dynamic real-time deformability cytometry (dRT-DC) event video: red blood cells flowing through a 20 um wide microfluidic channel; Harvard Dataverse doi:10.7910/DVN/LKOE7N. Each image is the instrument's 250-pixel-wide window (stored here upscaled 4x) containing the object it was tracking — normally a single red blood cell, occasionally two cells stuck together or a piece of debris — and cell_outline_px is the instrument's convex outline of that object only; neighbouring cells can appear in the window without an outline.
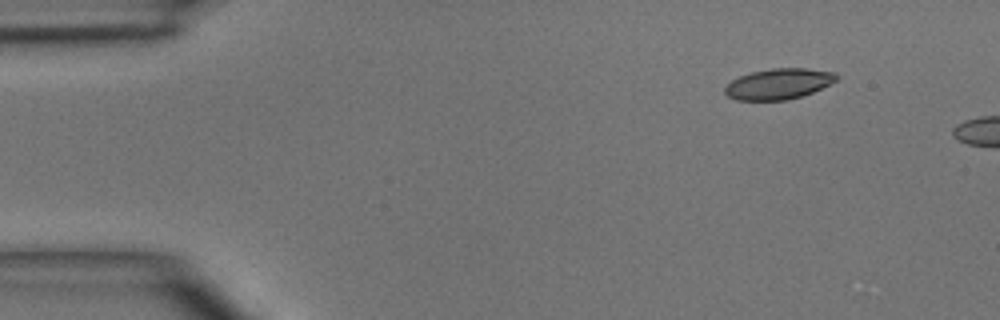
{"species": "common noctule bat (a hibernating species)", "species_latin": "Nyctalus noctula", "temperature_condition": "room temperature", "stored_images_in_passage": 4, "segment_of_instrument_passage": [2, 2], "camera_frame_rate_fps": 3000, "um_per_image_px": 0.085, "animal": {"sex": "male", "body_mass_g": 15.6}, "frame": {"image": 1, "passage_image": 4, "time_ms": 4.667, "image_size_px": [1000, 320], "cell_outline_px": [[840, 76], [836, 80], [812, 92], [788, 100], [736, 100], [728, 96], [724, 92], [724, 88], [732, 80], [740, 76], [752, 72], [772, 68], [804, 68], [836, 72]], "centroid_in_image_um": [66.18, 7.12], "position_along_channel_um": 18.8, "area_um2": 19.83}}